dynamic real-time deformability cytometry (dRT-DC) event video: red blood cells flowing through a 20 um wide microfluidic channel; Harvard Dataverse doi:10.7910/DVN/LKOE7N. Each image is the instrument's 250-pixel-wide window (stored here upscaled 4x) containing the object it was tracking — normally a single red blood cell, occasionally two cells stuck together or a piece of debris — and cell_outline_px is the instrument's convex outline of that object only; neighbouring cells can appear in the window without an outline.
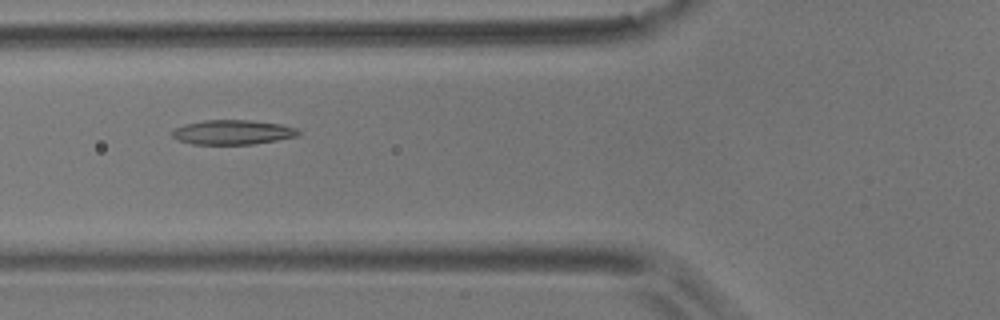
{"species": "common noctule bat (a hibernating species)", "species_latin": "Nyctalus noctula", "temperature_condition": "room temperature", "stored_images_in_passage": 5, "camera_frame_rate_fps": 3000, "um_per_image_px": 0.085, "animal": {"sex": "male", "body_mass_g": 17.9}, "frame": {"image": 1, "passage_image": 5, "time_ms": 1.333, "image_size_px": [1000, 320], "cell_outline_px": [[300, 136], [252, 144], [192, 144], [180, 140], [172, 136], [172, 132], [176, 128], [184, 124], [204, 120], [248, 120], [280, 124], [296, 128], [300, 132]], "centroid_in_image_um": [19.79, 11.24], "position_along_channel_um": 106.0, "area_um2": 17.92}}